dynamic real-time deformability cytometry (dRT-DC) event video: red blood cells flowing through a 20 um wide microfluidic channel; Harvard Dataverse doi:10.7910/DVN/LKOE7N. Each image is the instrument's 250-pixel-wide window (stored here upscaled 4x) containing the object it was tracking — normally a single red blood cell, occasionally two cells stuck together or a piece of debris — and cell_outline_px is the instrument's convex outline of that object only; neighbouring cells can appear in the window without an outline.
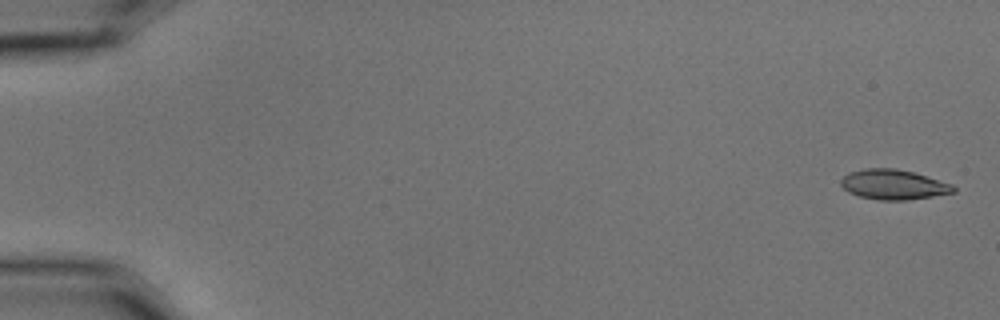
{"species": "common noctule bat (a hibernating species)", "species_latin": "Nyctalus noctula", "temperature_condition": "cold", "stored_images_in_passage": 6, "camera_frame_rate_fps": 3000, "um_per_image_px": 0.085, "animal": {"sex": "male", "body_mass_g": 15.6}, "frame": {"image": 1, "passage_image": 1, "time_ms": 0.0, "image_size_px": [1000, 320], "cell_outline_px": [[956, 192], [932, 196], [904, 200], [880, 200], [860, 196], [848, 192], [840, 184], [840, 180], [848, 172], [864, 168], [896, 168], [912, 172], [952, 184], [956, 188]], "centroid_in_image_um": [75.92, 15.68], "position_along_channel_um": 9.1, "area_um2": 19.54}}
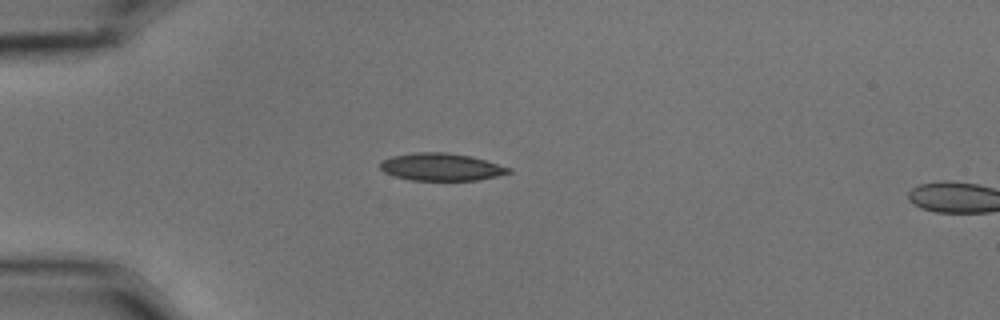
{"frame": {"image": 2, "passage_image": 5, "time_ms": 1.333, "image_size_px": [1000, 320], "cell_outline_px": [[512, 172], [480, 180], [412, 180], [396, 176], [384, 172], [380, 168], [380, 160], [392, 156], [416, 152], [448, 152], [472, 156], [512, 168]], "centroid_in_image_um": [37.51, 14.18], "position_along_channel_um": 47.5, "area_um2": 20.63}}